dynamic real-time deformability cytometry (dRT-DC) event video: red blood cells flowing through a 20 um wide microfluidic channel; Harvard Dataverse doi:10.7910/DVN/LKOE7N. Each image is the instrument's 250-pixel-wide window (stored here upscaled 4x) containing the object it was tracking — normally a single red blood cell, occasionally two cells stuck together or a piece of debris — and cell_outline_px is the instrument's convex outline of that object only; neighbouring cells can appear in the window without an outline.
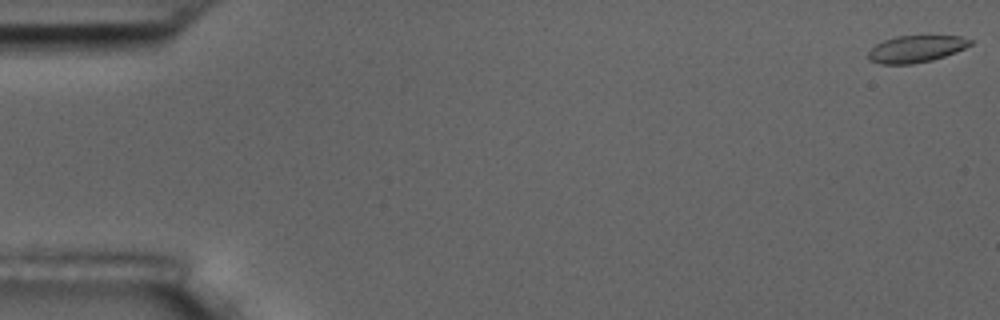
{"species": "common noctule bat (a hibernating species)", "species_latin": "Nyctalus noctula", "temperature_condition": "room temperature", "stored_images_in_passage": 10, "camera_frame_rate_fps": 3000, "um_per_image_px": 0.085, "animal": {"sex": "male", "body_mass_g": 17.5, "forearm_length_mm": 52.3}, "frame": {"image": 1, "passage_image": 1, "time_ms": 0.0, "image_size_px": [1000, 320], "cell_outline_px": [[972, 44], [956, 52], [932, 60], [912, 64], [880, 64], [868, 60], [868, 52], [876, 44], [884, 40], [896, 36], [960, 36], [972, 40]], "centroid_in_image_um": [77.84, 4.16], "position_along_channel_um": 7.2, "area_um2": 15.95}}
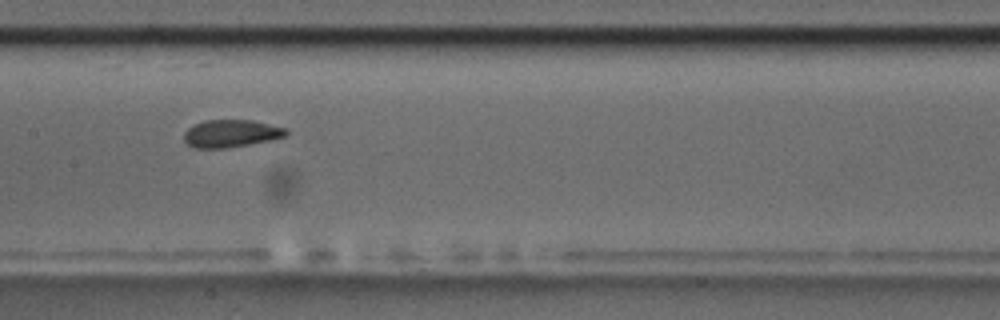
{"frame": {"image": 2, "passage_image": 9, "time_ms": 9.0, "image_size_px": [1000, 320], "cell_outline_px": [[288, 132], [284, 136], [272, 140], [228, 148], [196, 148], [188, 144], [184, 140], [184, 132], [192, 124], [204, 120], [252, 120], [288, 128]], "centroid_in_image_um": [19.64, 11.34], "position_along_channel_um": 187.8, "area_um2": 16.53}}
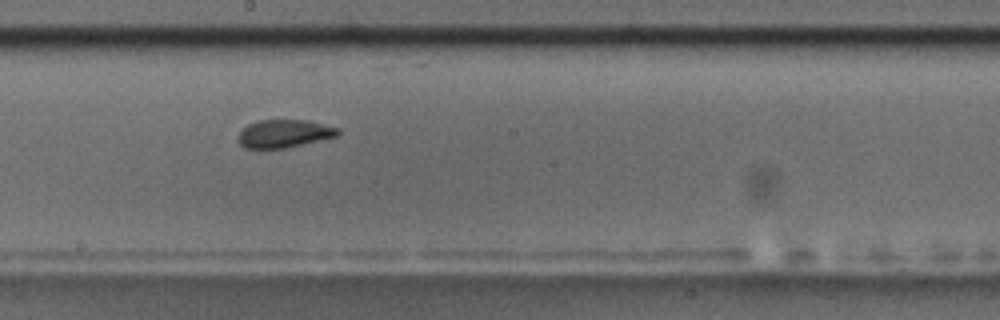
{"frame": {"image": 3, "passage_image": 10, "time_ms": 10.0, "image_size_px": [1000, 320], "cell_outline_px": [[340, 132], [336, 136], [284, 148], [244, 148], [236, 140], [236, 136], [248, 124], [260, 120], [308, 120], [340, 128]], "centroid_in_image_um": [24.12, 11.35], "position_along_channel_um": 224.1, "area_um2": 16.18}}